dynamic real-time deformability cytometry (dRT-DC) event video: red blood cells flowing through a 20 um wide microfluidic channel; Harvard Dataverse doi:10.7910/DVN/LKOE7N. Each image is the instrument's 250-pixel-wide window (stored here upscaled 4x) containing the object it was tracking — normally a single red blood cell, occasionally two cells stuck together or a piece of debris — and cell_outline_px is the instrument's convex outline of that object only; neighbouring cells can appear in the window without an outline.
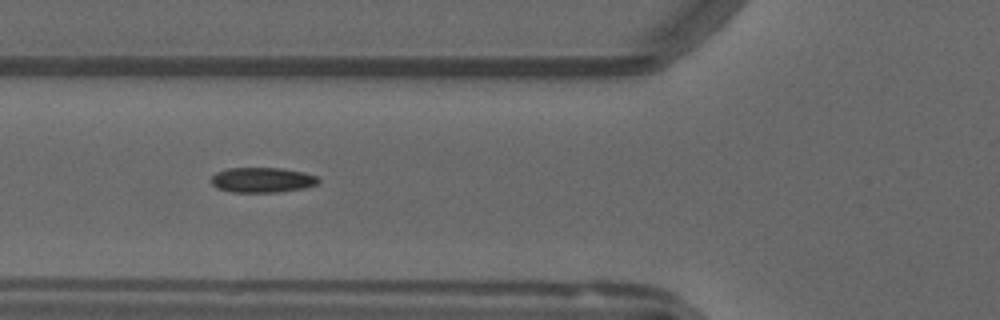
{"species": "common noctule bat (a hibernating species)", "species_latin": "Nyctalus noctula", "temperature_condition": "warm", "stored_images_in_passage": 44, "camera_frame_rate_fps": 3000, "um_per_image_px": 0.085, "animal": {"sex": "male", "forearm_length_mm": 52.5}, "frame": {"image": 1, "passage_image": 10, "time_ms": 3.0, "image_size_px": [1000, 320], "cell_outline_px": [[320, 184], [304, 188], [280, 192], [232, 192], [216, 188], [212, 184], [212, 176], [216, 172], [224, 168], [280, 168], [304, 172], [316, 176], [320, 180]], "centroid_in_image_um": [22.3, 15.3], "position_along_channel_um": 103.5, "area_um2": 15.84}}
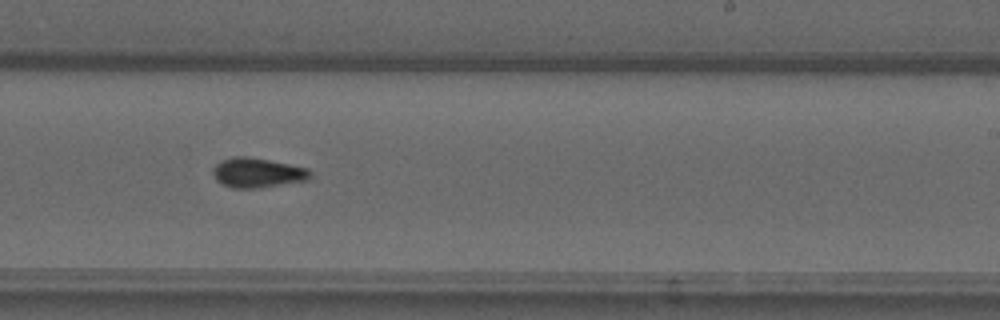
{"frame": {"image": 2, "passage_image": 23, "time_ms": 7.333, "image_size_px": [1000, 320], "cell_outline_px": [[312, 176], [308, 180], [256, 188], [232, 188], [216, 180], [212, 172], [212, 168], [220, 160], [232, 156], [248, 156], [308, 168], [312, 172]], "centroid_in_image_um": [21.87, 14.67], "position_along_channel_um": 267.1, "area_um2": 16.88}}
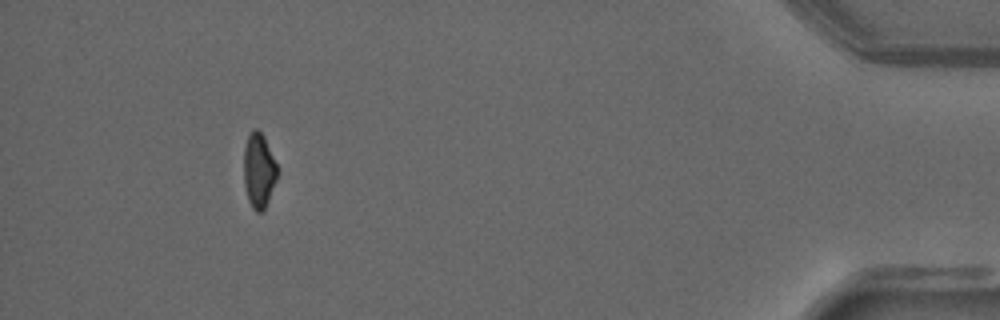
{"frame": {"image": 3, "passage_image": 40, "time_ms": 13.0, "image_size_px": [1000, 320], "cell_outline_px": [[276, 180], [268, 200], [264, 208], [260, 212], [256, 212], [252, 208], [248, 200], [244, 184], [244, 148], [248, 136], [252, 128], [256, 128], [264, 136], [276, 164]], "centroid_in_image_um": [21.97, 14.48], "position_along_channel_um": 413.2, "area_um2": 14.33}, "authors_computed_cell_mechanics": {"area_um2": 15.6927, "velocity_mm_per_s": 3.7796, "shape_relaxation_time_tau1_ms": null, "shape_relaxation_time_tau2_ms": 3.367, "deformation_change_tau1": null, "deformation_change_tau2": 0.0754}}